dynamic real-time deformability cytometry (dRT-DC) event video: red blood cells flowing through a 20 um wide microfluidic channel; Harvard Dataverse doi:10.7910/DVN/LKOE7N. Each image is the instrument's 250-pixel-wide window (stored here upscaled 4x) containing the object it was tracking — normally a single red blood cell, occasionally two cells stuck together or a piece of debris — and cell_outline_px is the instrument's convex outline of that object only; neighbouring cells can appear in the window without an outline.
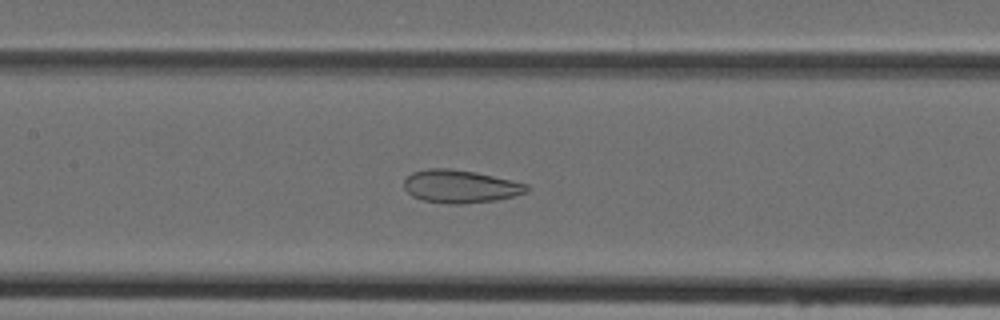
{"species": "Egyptian fruit bat (a non-hibernating species)", "species_latin": "Rousettus aegyptiacus", "temperature_condition": "cold", "stored_images_in_passage": 47, "camera_frame_rate_fps": 3000, "um_per_image_px": 0.085, "animal": {"sex": "female"}, "frame": {"image": 1, "passage_image": 22, "time_ms": 7.0, "image_size_px": [1000, 320], "cell_outline_px": [[528, 192], [496, 200], [464, 204], [452, 204], [420, 200], [412, 196], [404, 188], [404, 180], [412, 172], [428, 168], [448, 168], [476, 172], [512, 180], [528, 184]], "centroid_in_image_um": [39.11, 15.84], "position_along_channel_um": 168.3, "area_um2": 23.64}}
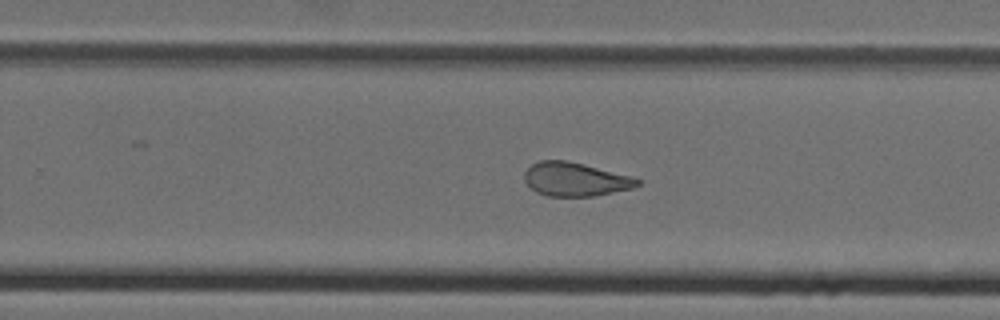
{"frame": {"image": 2, "passage_image": 30, "time_ms": 9.667, "image_size_px": [1000, 320], "cell_outline_px": [[640, 184], [632, 188], [596, 196], [548, 196], [536, 192], [524, 180], [524, 172], [532, 164], [540, 160], [568, 160], [632, 176], [640, 180]], "centroid_in_image_um": [48.9, 15.23], "position_along_channel_um": 280.9, "area_um2": 22.2}}
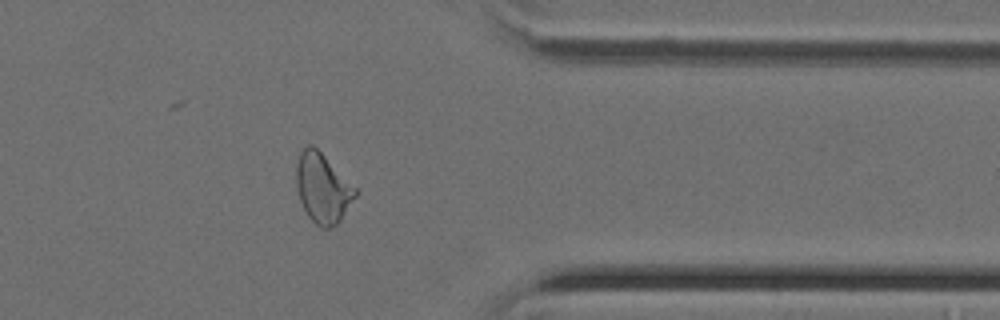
{"frame": {"image": 3, "passage_image": 38, "time_ms": 12.333, "image_size_px": [1000, 320], "cell_outline_px": [[356, 196], [340, 220], [336, 224], [328, 228], [320, 228], [308, 216], [300, 200], [296, 184], [296, 164], [300, 152], [308, 144], [312, 144], [356, 188]], "centroid_in_image_um": [27.4, 15.99], "position_along_channel_um": 384.0, "area_um2": 23.47}}